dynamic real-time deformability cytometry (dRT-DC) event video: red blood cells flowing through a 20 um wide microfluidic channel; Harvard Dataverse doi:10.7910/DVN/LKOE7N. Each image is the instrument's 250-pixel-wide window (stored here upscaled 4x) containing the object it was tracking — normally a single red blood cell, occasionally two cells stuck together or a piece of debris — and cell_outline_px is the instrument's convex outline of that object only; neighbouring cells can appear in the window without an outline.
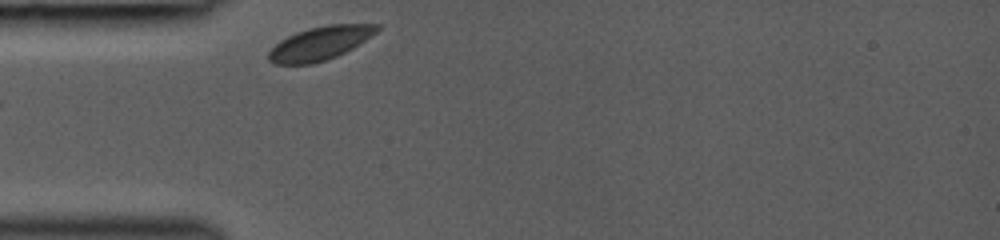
{"species": "common noctule bat (a hibernating species)", "species_latin": "Nyctalus noctula", "temperature_condition": "room temperature", "stored_images_in_passage": 6, "camera_frame_rate_fps": 3000, "um_per_image_px": 0.085, "animal": {"sex": "female", "body_mass_g": 19.0, "forearm_length_mm": 53.3}, "frame": {"image": 1, "passage_image": 1, "time_ms": 0.0, "image_size_px": [1000, 240], "cell_outline_px": [[380, 28], [372, 36], [352, 48], [336, 56], [312, 64], [276, 64], [268, 60], [268, 52], [280, 40], [296, 32], [308, 28], [328, 24], [380, 24]], "centroid_in_image_um": [27.2, 3.67], "position_along_channel_um": 57.8, "area_um2": 21.04}}